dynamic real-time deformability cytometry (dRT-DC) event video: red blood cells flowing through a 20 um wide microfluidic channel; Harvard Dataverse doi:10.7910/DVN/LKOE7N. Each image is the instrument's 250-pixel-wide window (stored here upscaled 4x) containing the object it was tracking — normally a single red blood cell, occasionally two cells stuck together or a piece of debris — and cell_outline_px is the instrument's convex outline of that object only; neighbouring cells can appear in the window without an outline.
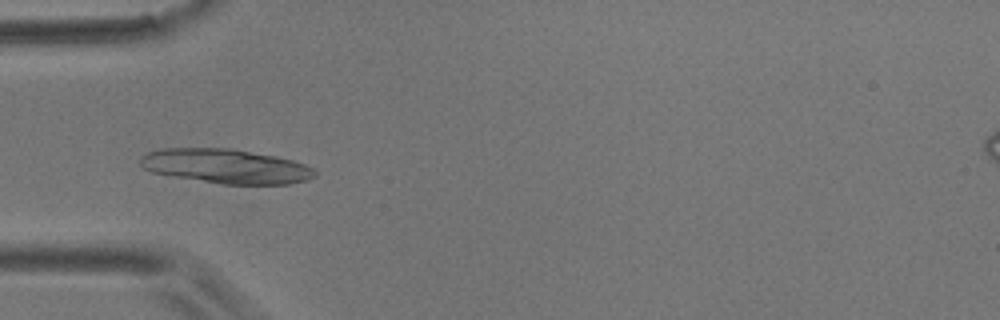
{"species": "common noctule bat (a hibernating species)", "species_latin": "Nyctalus noctula", "temperature_condition": "room temperature", "stored_images_in_passage": 54, "camera_frame_rate_fps": 3000, "um_per_image_px": 0.085, "animal": {"sex": "male", "body_mass_g": 17.9}, "frame": {"image": 1, "passage_image": 17, "time_ms": 5.333, "image_size_px": [1000, 320], "cell_outline_px": [[316, 176], [308, 180], [288, 184], [220, 184], [152, 172], [144, 168], [140, 164], [140, 160], [148, 152], [160, 148], [228, 148], [276, 156], [292, 160], [304, 164], [312, 168], [316, 172]], "centroid_in_image_um": [19.22, 14.13], "position_along_channel_um": 65.8, "area_um2": 34.8}}
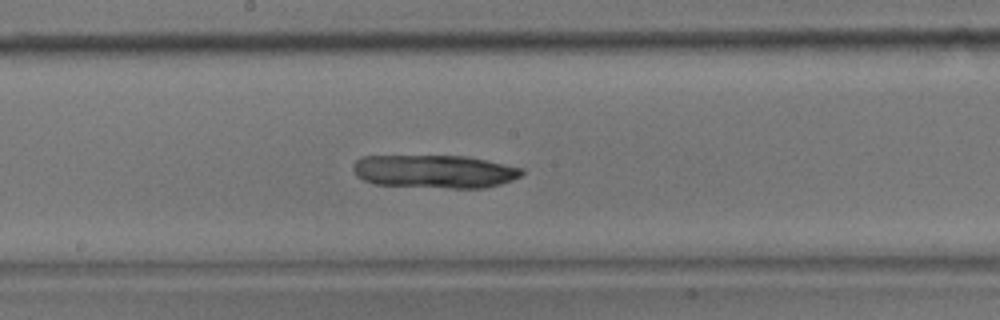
{"frame": {"image": 2, "passage_image": 29, "time_ms": 9.333, "image_size_px": [1000, 320], "cell_outline_px": [[524, 172], [520, 176], [512, 180], [500, 184], [484, 188], [448, 188], [376, 184], [364, 180], [356, 176], [352, 168], [352, 164], [360, 156], [464, 156], [524, 168]], "centroid_in_image_um": [36.91, 14.57], "position_along_channel_um": 211.3, "area_um2": 32.6}}
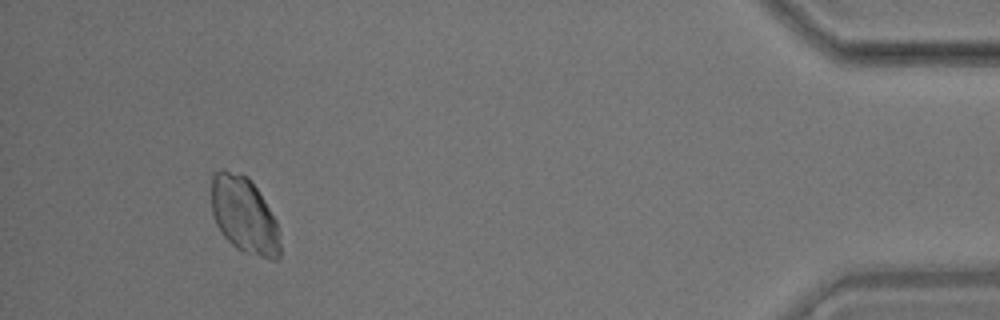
{"frame": {"image": 3, "passage_image": 51, "time_ms": 16.667, "image_size_px": [1000, 320], "cell_outline_px": [[280, 256], [276, 260], [272, 260], [244, 252], [236, 248], [224, 236], [216, 224], [212, 212], [212, 172], [224, 168], [240, 172], [248, 176], [256, 188], [276, 220], [280, 244]], "centroid_in_image_um": [20.74, 18.26], "position_along_channel_um": 414.5, "area_um2": 30.63}}